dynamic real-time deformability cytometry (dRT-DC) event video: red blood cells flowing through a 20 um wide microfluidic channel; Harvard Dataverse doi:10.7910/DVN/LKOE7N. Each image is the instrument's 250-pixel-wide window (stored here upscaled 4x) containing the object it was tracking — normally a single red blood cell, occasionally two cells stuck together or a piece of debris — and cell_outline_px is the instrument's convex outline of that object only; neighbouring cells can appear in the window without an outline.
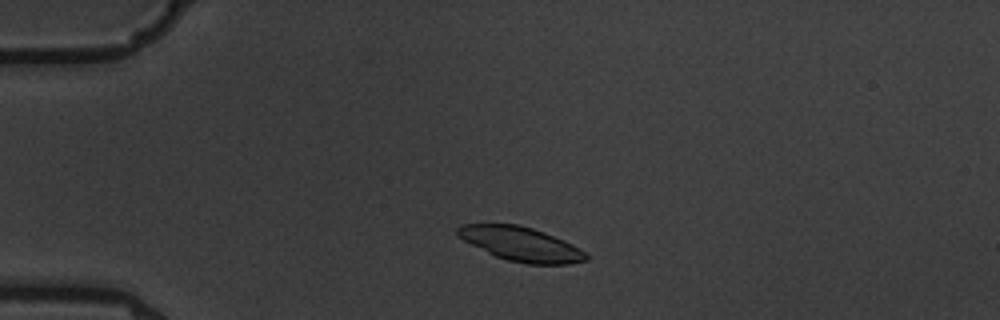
{"species": "common noctule bat (a hibernating species)", "species_latin": "Nyctalus noctula", "temperature_condition": "warm", "stored_images_in_passage": 4, "camera_frame_rate_fps": 3000, "um_per_image_px": 0.085, "animal": {"sex": "male", "body_mass_g": 19.5, "forearm_length_mm": 54.6}, "frame": {"image": 1, "passage_image": 3, "time_ms": 2.0, "image_size_px": [1000, 320], "cell_outline_px": [[588, 260], [568, 264], [528, 264], [508, 260], [496, 256], [456, 236], [456, 228], [460, 224], [516, 224], [532, 228], [544, 232], [564, 240], [572, 244], [584, 252], [588, 256]], "centroid_in_image_um": [44.27, 20.73], "position_along_channel_um": 40.7, "area_um2": 25.32}}